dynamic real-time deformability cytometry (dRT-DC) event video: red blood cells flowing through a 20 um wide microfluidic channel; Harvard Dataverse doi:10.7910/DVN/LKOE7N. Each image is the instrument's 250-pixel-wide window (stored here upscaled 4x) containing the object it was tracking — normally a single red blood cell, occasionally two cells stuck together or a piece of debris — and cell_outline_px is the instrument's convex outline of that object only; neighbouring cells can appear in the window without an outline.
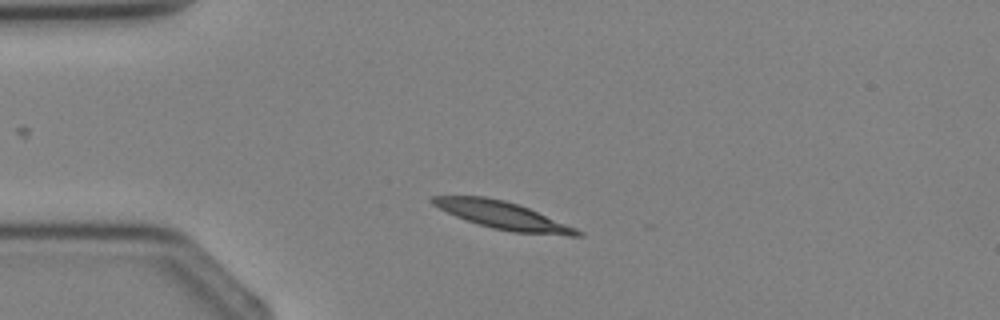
{"species": "Egyptian fruit bat (a non-hibernating species)", "species_latin": "Rousettus aegyptiacus", "temperature_condition": "cold", "stored_images_in_passage": 1, "camera_frame_rate_fps": 3000, "um_per_image_px": 0.085, "animal": {"sex": "female"}, "frame": {"image": 1, "passage_image": 1, "time_ms": 0.0, "image_size_px": [1000, 320], "cell_outline_px": [[584, 236], [568, 236], [512, 232], [492, 228], [456, 216], [432, 204], [428, 200], [432, 196], [484, 196], [504, 200], [528, 208], [576, 228], [584, 232]], "centroid_in_image_um": [42.77, 18.32], "position_along_channel_um": 42.2, "area_um2": 22.95}}